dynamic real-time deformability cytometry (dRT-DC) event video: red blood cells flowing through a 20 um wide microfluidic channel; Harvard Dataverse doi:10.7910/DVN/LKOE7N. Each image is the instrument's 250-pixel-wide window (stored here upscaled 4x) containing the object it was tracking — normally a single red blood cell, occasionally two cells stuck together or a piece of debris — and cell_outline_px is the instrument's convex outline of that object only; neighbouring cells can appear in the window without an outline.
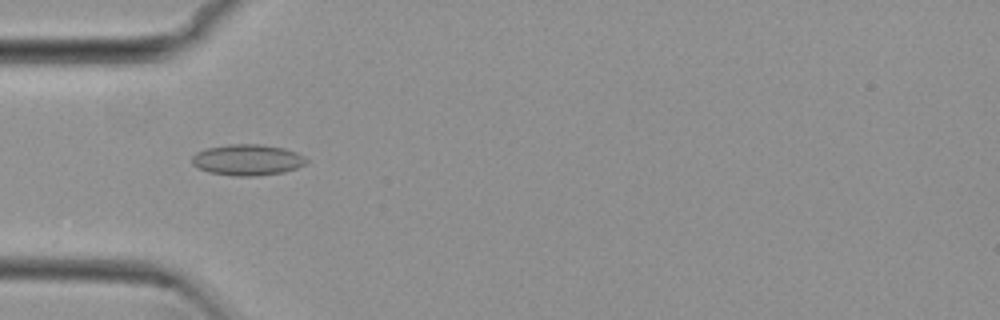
{"species": "common noctule bat (a hibernating species)", "species_latin": "Nyctalus noctula", "temperature_condition": "cold", "stored_images_in_passage": 51, "camera_frame_rate_fps": 3000, "um_per_image_px": 0.085, "animal": {"sex": "female", "body_mass_g": 29.2, "forearm_length_mm": 56.3}, "frame": {"image": 1, "passage_image": 14, "time_ms": 4.333, "image_size_px": [1000, 320], "cell_outline_px": [[308, 160], [304, 164], [296, 168], [284, 172], [256, 176], [232, 176], [208, 172], [192, 164], [192, 156], [196, 152], [208, 148], [228, 144], [260, 144], [284, 148], [296, 152], [304, 156]], "centroid_in_image_um": [21.03, 13.59], "position_along_channel_um": 64.0, "area_um2": 20.69}}
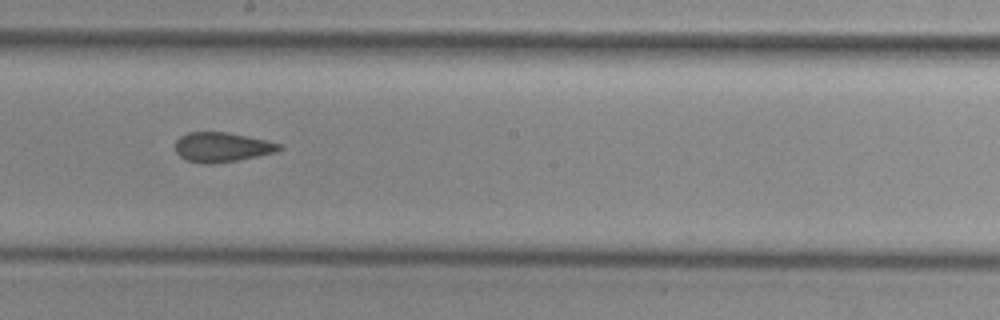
{"frame": {"image": 2, "passage_image": 27, "time_ms": 8.667, "image_size_px": [1000, 320], "cell_outline_px": [[284, 148], [276, 152], [236, 160], [212, 164], [208, 164], [188, 160], [180, 156], [176, 152], [176, 140], [180, 136], [188, 132], [228, 132], [248, 136], [280, 144]], "centroid_in_image_um": [18.86, 12.49], "position_along_channel_um": 229.3, "area_um2": 17.74}}
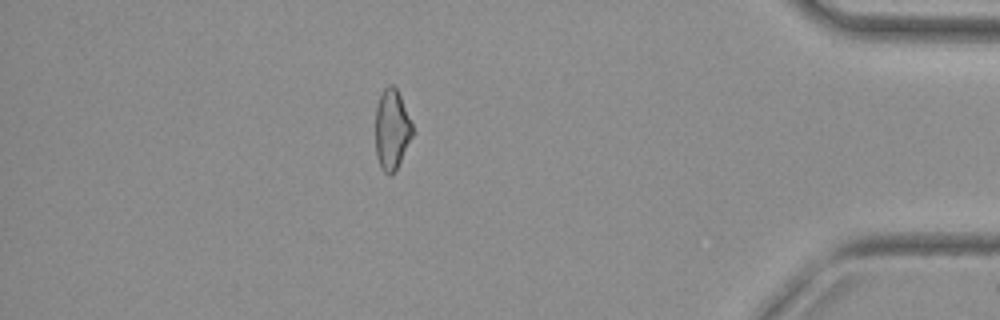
{"frame": {"image": 3, "passage_image": 44, "time_ms": 14.333, "image_size_px": [1000, 320], "cell_outline_px": [[412, 136], [396, 168], [388, 176], [380, 168], [376, 156], [376, 108], [380, 96], [384, 88], [388, 84], [392, 84], [396, 88], [400, 96], [412, 124]], "centroid_in_image_um": [33.28, 11.0], "position_along_channel_um": 401.9, "area_um2": 16.94}, "authors_computed_cell_mechanics": {"area_um2": 18.785, "velocity_mm_per_s": 3.8323, "shape_relaxation_time_tau1_ms": null, "shape_relaxation_time_tau2_ms": 3.3639, "deformation_change_tau1": null, "deformation_change_tau2": 0.0935}}